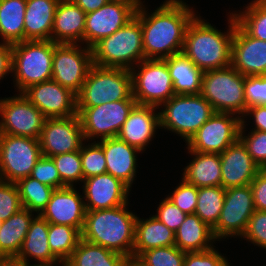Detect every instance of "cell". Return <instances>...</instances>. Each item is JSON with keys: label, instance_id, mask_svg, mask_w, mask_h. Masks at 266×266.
<instances>
[{"label": "cell", "instance_id": "cell-1", "mask_svg": "<svg viewBox=\"0 0 266 266\" xmlns=\"http://www.w3.org/2000/svg\"><path fill=\"white\" fill-rule=\"evenodd\" d=\"M186 4L182 0H166L151 14L145 5L137 8L135 16L142 27L145 59H164L182 53L187 27L197 15Z\"/></svg>", "mask_w": 266, "mask_h": 266}, {"label": "cell", "instance_id": "cell-2", "mask_svg": "<svg viewBox=\"0 0 266 266\" xmlns=\"http://www.w3.org/2000/svg\"><path fill=\"white\" fill-rule=\"evenodd\" d=\"M228 16L229 29L224 33L198 15L187 27L182 53L203 72L231 66L233 12Z\"/></svg>", "mask_w": 266, "mask_h": 266}, {"label": "cell", "instance_id": "cell-3", "mask_svg": "<svg viewBox=\"0 0 266 266\" xmlns=\"http://www.w3.org/2000/svg\"><path fill=\"white\" fill-rule=\"evenodd\" d=\"M127 206L86 211L81 238L133 259L137 216Z\"/></svg>", "mask_w": 266, "mask_h": 266}, {"label": "cell", "instance_id": "cell-4", "mask_svg": "<svg viewBox=\"0 0 266 266\" xmlns=\"http://www.w3.org/2000/svg\"><path fill=\"white\" fill-rule=\"evenodd\" d=\"M92 54L96 66L131 70L145 59L139 19L134 16L112 35L101 39L92 47Z\"/></svg>", "mask_w": 266, "mask_h": 266}, {"label": "cell", "instance_id": "cell-5", "mask_svg": "<svg viewBox=\"0 0 266 266\" xmlns=\"http://www.w3.org/2000/svg\"><path fill=\"white\" fill-rule=\"evenodd\" d=\"M77 96V107H94L120 100H135L129 69L93 65Z\"/></svg>", "mask_w": 266, "mask_h": 266}, {"label": "cell", "instance_id": "cell-6", "mask_svg": "<svg viewBox=\"0 0 266 266\" xmlns=\"http://www.w3.org/2000/svg\"><path fill=\"white\" fill-rule=\"evenodd\" d=\"M54 43L52 40H25L12 44V73L22 93L29 86L52 79Z\"/></svg>", "mask_w": 266, "mask_h": 266}, {"label": "cell", "instance_id": "cell-7", "mask_svg": "<svg viewBox=\"0 0 266 266\" xmlns=\"http://www.w3.org/2000/svg\"><path fill=\"white\" fill-rule=\"evenodd\" d=\"M160 107V128L178 134L185 143L216 113L201 94H175Z\"/></svg>", "mask_w": 266, "mask_h": 266}, {"label": "cell", "instance_id": "cell-8", "mask_svg": "<svg viewBox=\"0 0 266 266\" xmlns=\"http://www.w3.org/2000/svg\"><path fill=\"white\" fill-rule=\"evenodd\" d=\"M244 83L245 76L232 66L210 70L203 73L200 94L215 112L238 114L242 119L246 112Z\"/></svg>", "mask_w": 266, "mask_h": 266}, {"label": "cell", "instance_id": "cell-9", "mask_svg": "<svg viewBox=\"0 0 266 266\" xmlns=\"http://www.w3.org/2000/svg\"><path fill=\"white\" fill-rule=\"evenodd\" d=\"M136 66L130 71L133 97L138 105L159 108L175 95L170 72L164 59H144Z\"/></svg>", "mask_w": 266, "mask_h": 266}, {"label": "cell", "instance_id": "cell-10", "mask_svg": "<svg viewBox=\"0 0 266 266\" xmlns=\"http://www.w3.org/2000/svg\"><path fill=\"white\" fill-rule=\"evenodd\" d=\"M42 156L39 139L0 134V180L16 183L30 176Z\"/></svg>", "mask_w": 266, "mask_h": 266}, {"label": "cell", "instance_id": "cell-11", "mask_svg": "<svg viewBox=\"0 0 266 266\" xmlns=\"http://www.w3.org/2000/svg\"><path fill=\"white\" fill-rule=\"evenodd\" d=\"M136 105L135 100H120L94 107H77L84 143L95 137L100 140L117 137Z\"/></svg>", "mask_w": 266, "mask_h": 266}, {"label": "cell", "instance_id": "cell-12", "mask_svg": "<svg viewBox=\"0 0 266 266\" xmlns=\"http://www.w3.org/2000/svg\"><path fill=\"white\" fill-rule=\"evenodd\" d=\"M92 48L80 44L57 43L54 46L52 79L76 95L93 66Z\"/></svg>", "mask_w": 266, "mask_h": 266}, {"label": "cell", "instance_id": "cell-13", "mask_svg": "<svg viewBox=\"0 0 266 266\" xmlns=\"http://www.w3.org/2000/svg\"><path fill=\"white\" fill-rule=\"evenodd\" d=\"M0 134L40 139L46 117L24 95L0 99Z\"/></svg>", "mask_w": 266, "mask_h": 266}, {"label": "cell", "instance_id": "cell-14", "mask_svg": "<svg viewBox=\"0 0 266 266\" xmlns=\"http://www.w3.org/2000/svg\"><path fill=\"white\" fill-rule=\"evenodd\" d=\"M242 119L231 113L213 114L186 143L188 151L222 153L239 140Z\"/></svg>", "mask_w": 266, "mask_h": 266}, {"label": "cell", "instance_id": "cell-15", "mask_svg": "<svg viewBox=\"0 0 266 266\" xmlns=\"http://www.w3.org/2000/svg\"><path fill=\"white\" fill-rule=\"evenodd\" d=\"M255 210L250 184L227 188L220 218L212 229L215 239L242 237Z\"/></svg>", "mask_w": 266, "mask_h": 266}, {"label": "cell", "instance_id": "cell-16", "mask_svg": "<svg viewBox=\"0 0 266 266\" xmlns=\"http://www.w3.org/2000/svg\"><path fill=\"white\" fill-rule=\"evenodd\" d=\"M39 141L45 157L79 151L85 139L78 114L46 118Z\"/></svg>", "mask_w": 266, "mask_h": 266}, {"label": "cell", "instance_id": "cell-17", "mask_svg": "<svg viewBox=\"0 0 266 266\" xmlns=\"http://www.w3.org/2000/svg\"><path fill=\"white\" fill-rule=\"evenodd\" d=\"M137 7L126 0H111L94 12L86 14L84 43L92 48L104 37L112 35L130 21Z\"/></svg>", "mask_w": 266, "mask_h": 266}, {"label": "cell", "instance_id": "cell-18", "mask_svg": "<svg viewBox=\"0 0 266 266\" xmlns=\"http://www.w3.org/2000/svg\"><path fill=\"white\" fill-rule=\"evenodd\" d=\"M22 93L46 118L77 115L76 94L53 79L33 84Z\"/></svg>", "mask_w": 266, "mask_h": 266}, {"label": "cell", "instance_id": "cell-19", "mask_svg": "<svg viewBox=\"0 0 266 266\" xmlns=\"http://www.w3.org/2000/svg\"><path fill=\"white\" fill-rule=\"evenodd\" d=\"M231 66L244 76L266 75V41L251 37L235 16Z\"/></svg>", "mask_w": 266, "mask_h": 266}, {"label": "cell", "instance_id": "cell-20", "mask_svg": "<svg viewBox=\"0 0 266 266\" xmlns=\"http://www.w3.org/2000/svg\"><path fill=\"white\" fill-rule=\"evenodd\" d=\"M86 211L110 209L128 204L131 189L109 173H103L82 181Z\"/></svg>", "mask_w": 266, "mask_h": 266}, {"label": "cell", "instance_id": "cell-21", "mask_svg": "<svg viewBox=\"0 0 266 266\" xmlns=\"http://www.w3.org/2000/svg\"><path fill=\"white\" fill-rule=\"evenodd\" d=\"M40 215L48 223L69 225L81 233L86 216L85 202L75 187L55 189Z\"/></svg>", "mask_w": 266, "mask_h": 266}, {"label": "cell", "instance_id": "cell-22", "mask_svg": "<svg viewBox=\"0 0 266 266\" xmlns=\"http://www.w3.org/2000/svg\"><path fill=\"white\" fill-rule=\"evenodd\" d=\"M219 155L221 186L224 189L248 185L261 171L240 140Z\"/></svg>", "mask_w": 266, "mask_h": 266}, {"label": "cell", "instance_id": "cell-23", "mask_svg": "<svg viewBox=\"0 0 266 266\" xmlns=\"http://www.w3.org/2000/svg\"><path fill=\"white\" fill-rule=\"evenodd\" d=\"M157 109L160 107L137 104L130 112L117 137L141 152L145 151V147L154 138L156 130L160 129Z\"/></svg>", "mask_w": 266, "mask_h": 266}, {"label": "cell", "instance_id": "cell-24", "mask_svg": "<svg viewBox=\"0 0 266 266\" xmlns=\"http://www.w3.org/2000/svg\"><path fill=\"white\" fill-rule=\"evenodd\" d=\"M106 160V172L121 180L130 189L136 176L137 155L141 151L118 137L102 139L98 142Z\"/></svg>", "mask_w": 266, "mask_h": 266}, {"label": "cell", "instance_id": "cell-25", "mask_svg": "<svg viewBox=\"0 0 266 266\" xmlns=\"http://www.w3.org/2000/svg\"><path fill=\"white\" fill-rule=\"evenodd\" d=\"M85 20L86 13L72 0H60L54 16L51 40L54 43L84 44Z\"/></svg>", "mask_w": 266, "mask_h": 266}, {"label": "cell", "instance_id": "cell-26", "mask_svg": "<svg viewBox=\"0 0 266 266\" xmlns=\"http://www.w3.org/2000/svg\"><path fill=\"white\" fill-rule=\"evenodd\" d=\"M49 223L39 214L34 216L17 257L37 265H55L62 262L51 252L48 244Z\"/></svg>", "mask_w": 266, "mask_h": 266}, {"label": "cell", "instance_id": "cell-27", "mask_svg": "<svg viewBox=\"0 0 266 266\" xmlns=\"http://www.w3.org/2000/svg\"><path fill=\"white\" fill-rule=\"evenodd\" d=\"M60 0H26L25 40H51L56 8Z\"/></svg>", "mask_w": 266, "mask_h": 266}, {"label": "cell", "instance_id": "cell-28", "mask_svg": "<svg viewBox=\"0 0 266 266\" xmlns=\"http://www.w3.org/2000/svg\"><path fill=\"white\" fill-rule=\"evenodd\" d=\"M175 245V232L160 222L154 215L147 219L137 216L133 259L149 249Z\"/></svg>", "mask_w": 266, "mask_h": 266}, {"label": "cell", "instance_id": "cell-29", "mask_svg": "<svg viewBox=\"0 0 266 266\" xmlns=\"http://www.w3.org/2000/svg\"><path fill=\"white\" fill-rule=\"evenodd\" d=\"M217 241L212 228L195 213L187 214L175 232V246L184 252H203L212 249Z\"/></svg>", "mask_w": 266, "mask_h": 266}, {"label": "cell", "instance_id": "cell-30", "mask_svg": "<svg viewBox=\"0 0 266 266\" xmlns=\"http://www.w3.org/2000/svg\"><path fill=\"white\" fill-rule=\"evenodd\" d=\"M193 157L183 171V180L197 188L221 186V158L219 153L188 151Z\"/></svg>", "mask_w": 266, "mask_h": 266}, {"label": "cell", "instance_id": "cell-31", "mask_svg": "<svg viewBox=\"0 0 266 266\" xmlns=\"http://www.w3.org/2000/svg\"><path fill=\"white\" fill-rule=\"evenodd\" d=\"M170 72L175 94H200L203 71L183 53L164 58Z\"/></svg>", "mask_w": 266, "mask_h": 266}, {"label": "cell", "instance_id": "cell-32", "mask_svg": "<svg viewBox=\"0 0 266 266\" xmlns=\"http://www.w3.org/2000/svg\"><path fill=\"white\" fill-rule=\"evenodd\" d=\"M34 212L22 208L0 224V256H17L33 220Z\"/></svg>", "mask_w": 266, "mask_h": 266}, {"label": "cell", "instance_id": "cell-33", "mask_svg": "<svg viewBox=\"0 0 266 266\" xmlns=\"http://www.w3.org/2000/svg\"><path fill=\"white\" fill-rule=\"evenodd\" d=\"M127 261L123 255L81 238L65 266H126Z\"/></svg>", "mask_w": 266, "mask_h": 266}, {"label": "cell", "instance_id": "cell-34", "mask_svg": "<svg viewBox=\"0 0 266 266\" xmlns=\"http://www.w3.org/2000/svg\"><path fill=\"white\" fill-rule=\"evenodd\" d=\"M26 0H0V36L3 43L24 41Z\"/></svg>", "mask_w": 266, "mask_h": 266}, {"label": "cell", "instance_id": "cell-35", "mask_svg": "<svg viewBox=\"0 0 266 266\" xmlns=\"http://www.w3.org/2000/svg\"><path fill=\"white\" fill-rule=\"evenodd\" d=\"M226 189L222 186L198 188L195 214L212 229L216 226L223 208Z\"/></svg>", "mask_w": 266, "mask_h": 266}, {"label": "cell", "instance_id": "cell-36", "mask_svg": "<svg viewBox=\"0 0 266 266\" xmlns=\"http://www.w3.org/2000/svg\"><path fill=\"white\" fill-rule=\"evenodd\" d=\"M15 184L19 192L22 207L39 215L46 208L51 194L55 190L30 176L18 180Z\"/></svg>", "mask_w": 266, "mask_h": 266}, {"label": "cell", "instance_id": "cell-37", "mask_svg": "<svg viewBox=\"0 0 266 266\" xmlns=\"http://www.w3.org/2000/svg\"><path fill=\"white\" fill-rule=\"evenodd\" d=\"M81 233L74 227L49 223L48 244L51 252L65 263L77 247Z\"/></svg>", "mask_w": 266, "mask_h": 266}, {"label": "cell", "instance_id": "cell-38", "mask_svg": "<svg viewBox=\"0 0 266 266\" xmlns=\"http://www.w3.org/2000/svg\"><path fill=\"white\" fill-rule=\"evenodd\" d=\"M235 12L236 22L251 37L266 41V0H253L245 10Z\"/></svg>", "mask_w": 266, "mask_h": 266}, {"label": "cell", "instance_id": "cell-39", "mask_svg": "<svg viewBox=\"0 0 266 266\" xmlns=\"http://www.w3.org/2000/svg\"><path fill=\"white\" fill-rule=\"evenodd\" d=\"M186 252L175 245L149 249L136 260L142 266H183Z\"/></svg>", "mask_w": 266, "mask_h": 266}, {"label": "cell", "instance_id": "cell-40", "mask_svg": "<svg viewBox=\"0 0 266 266\" xmlns=\"http://www.w3.org/2000/svg\"><path fill=\"white\" fill-rule=\"evenodd\" d=\"M51 158L65 186L73 187L74 183L83 181L80 150L59 154Z\"/></svg>", "mask_w": 266, "mask_h": 266}, {"label": "cell", "instance_id": "cell-41", "mask_svg": "<svg viewBox=\"0 0 266 266\" xmlns=\"http://www.w3.org/2000/svg\"><path fill=\"white\" fill-rule=\"evenodd\" d=\"M83 180L106 173V160L102 146L98 141L83 143L80 148Z\"/></svg>", "mask_w": 266, "mask_h": 266}, {"label": "cell", "instance_id": "cell-42", "mask_svg": "<svg viewBox=\"0 0 266 266\" xmlns=\"http://www.w3.org/2000/svg\"><path fill=\"white\" fill-rule=\"evenodd\" d=\"M245 123V119H242L239 140L246 147L249 155L253 158L256 164L262 168L266 164V132L251 131L245 136Z\"/></svg>", "mask_w": 266, "mask_h": 266}, {"label": "cell", "instance_id": "cell-43", "mask_svg": "<svg viewBox=\"0 0 266 266\" xmlns=\"http://www.w3.org/2000/svg\"><path fill=\"white\" fill-rule=\"evenodd\" d=\"M22 208L16 184L0 180V222L6 221Z\"/></svg>", "mask_w": 266, "mask_h": 266}, {"label": "cell", "instance_id": "cell-44", "mask_svg": "<svg viewBox=\"0 0 266 266\" xmlns=\"http://www.w3.org/2000/svg\"><path fill=\"white\" fill-rule=\"evenodd\" d=\"M198 188L189 184L183 179L172 194H168L170 199L185 214H194L197 205Z\"/></svg>", "mask_w": 266, "mask_h": 266}, {"label": "cell", "instance_id": "cell-45", "mask_svg": "<svg viewBox=\"0 0 266 266\" xmlns=\"http://www.w3.org/2000/svg\"><path fill=\"white\" fill-rule=\"evenodd\" d=\"M30 177L37 179L54 189L66 187L59 176L58 170L52 158L42 156L35 164Z\"/></svg>", "mask_w": 266, "mask_h": 266}, {"label": "cell", "instance_id": "cell-46", "mask_svg": "<svg viewBox=\"0 0 266 266\" xmlns=\"http://www.w3.org/2000/svg\"><path fill=\"white\" fill-rule=\"evenodd\" d=\"M242 238L266 249V211L255 210L251 215Z\"/></svg>", "mask_w": 266, "mask_h": 266}, {"label": "cell", "instance_id": "cell-47", "mask_svg": "<svg viewBox=\"0 0 266 266\" xmlns=\"http://www.w3.org/2000/svg\"><path fill=\"white\" fill-rule=\"evenodd\" d=\"M246 110L250 106H266V75L245 76Z\"/></svg>", "mask_w": 266, "mask_h": 266}, {"label": "cell", "instance_id": "cell-48", "mask_svg": "<svg viewBox=\"0 0 266 266\" xmlns=\"http://www.w3.org/2000/svg\"><path fill=\"white\" fill-rule=\"evenodd\" d=\"M157 208L154 216L174 232L178 230L187 216L167 197L159 203Z\"/></svg>", "mask_w": 266, "mask_h": 266}, {"label": "cell", "instance_id": "cell-49", "mask_svg": "<svg viewBox=\"0 0 266 266\" xmlns=\"http://www.w3.org/2000/svg\"><path fill=\"white\" fill-rule=\"evenodd\" d=\"M214 247L203 252H186L183 266H230Z\"/></svg>", "mask_w": 266, "mask_h": 266}, {"label": "cell", "instance_id": "cell-50", "mask_svg": "<svg viewBox=\"0 0 266 266\" xmlns=\"http://www.w3.org/2000/svg\"><path fill=\"white\" fill-rule=\"evenodd\" d=\"M254 206L256 210L266 211V172L260 171L251 181Z\"/></svg>", "mask_w": 266, "mask_h": 266}, {"label": "cell", "instance_id": "cell-51", "mask_svg": "<svg viewBox=\"0 0 266 266\" xmlns=\"http://www.w3.org/2000/svg\"><path fill=\"white\" fill-rule=\"evenodd\" d=\"M246 116L253 117L252 119H254L255 128H253L254 130L252 129L251 131L266 132V106H250L247 108L242 119L246 118Z\"/></svg>", "mask_w": 266, "mask_h": 266}, {"label": "cell", "instance_id": "cell-52", "mask_svg": "<svg viewBox=\"0 0 266 266\" xmlns=\"http://www.w3.org/2000/svg\"><path fill=\"white\" fill-rule=\"evenodd\" d=\"M12 73V45L0 42V80Z\"/></svg>", "mask_w": 266, "mask_h": 266}, {"label": "cell", "instance_id": "cell-53", "mask_svg": "<svg viewBox=\"0 0 266 266\" xmlns=\"http://www.w3.org/2000/svg\"><path fill=\"white\" fill-rule=\"evenodd\" d=\"M78 7H80L86 14L94 12L101 8L111 0H72Z\"/></svg>", "mask_w": 266, "mask_h": 266}, {"label": "cell", "instance_id": "cell-54", "mask_svg": "<svg viewBox=\"0 0 266 266\" xmlns=\"http://www.w3.org/2000/svg\"><path fill=\"white\" fill-rule=\"evenodd\" d=\"M25 260L17 256H0V266H30Z\"/></svg>", "mask_w": 266, "mask_h": 266}, {"label": "cell", "instance_id": "cell-55", "mask_svg": "<svg viewBox=\"0 0 266 266\" xmlns=\"http://www.w3.org/2000/svg\"><path fill=\"white\" fill-rule=\"evenodd\" d=\"M126 266H142L136 259H130L127 261Z\"/></svg>", "mask_w": 266, "mask_h": 266}, {"label": "cell", "instance_id": "cell-56", "mask_svg": "<svg viewBox=\"0 0 266 266\" xmlns=\"http://www.w3.org/2000/svg\"><path fill=\"white\" fill-rule=\"evenodd\" d=\"M134 4L137 8L141 7L143 5L141 0H126Z\"/></svg>", "mask_w": 266, "mask_h": 266}, {"label": "cell", "instance_id": "cell-57", "mask_svg": "<svg viewBox=\"0 0 266 266\" xmlns=\"http://www.w3.org/2000/svg\"><path fill=\"white\" fill-rule=\"evenodd\" d=\"M62 266H65V263L61 264ZM30 266H54V265H37V264H32Z\"/></svg>", "mask_w": 266, "mask_h": 266}, {"label": "cell", "instance_id": "cell-58", "mask_svg": "<svg viewBox=\"0 0 266 266\" xmlns=\"http://www.w3.org/2000/svg\"><path fill=\"white\" fill-rule=\"evenodd\" d=\"M261 170L266 172V164L261 168Z\"/></svg>", "mask_w": 266, "mask_h": 266}]
</instances>
